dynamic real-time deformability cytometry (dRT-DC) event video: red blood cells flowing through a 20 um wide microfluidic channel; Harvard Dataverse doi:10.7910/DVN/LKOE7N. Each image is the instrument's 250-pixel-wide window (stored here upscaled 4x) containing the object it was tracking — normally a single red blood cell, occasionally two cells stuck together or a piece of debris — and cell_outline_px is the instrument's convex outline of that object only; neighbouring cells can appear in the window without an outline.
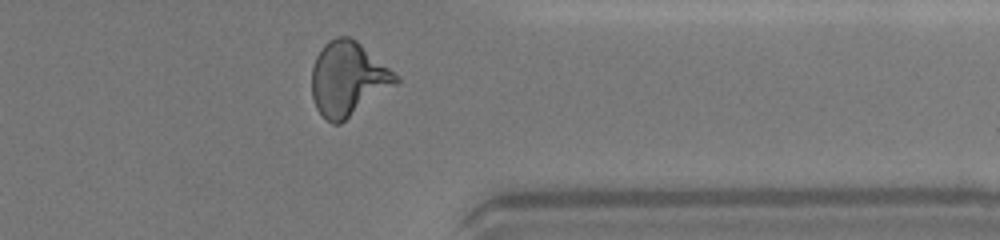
{"species": "human", "species_latin": "Homo sapiens", "temperature_condition": "warm", "stored_images_in_passage": 30, "camera_frame_rate_fps": 3000, "um_per_image_px": 0.085, "donor": {"sex": "female"}, "frame": {"image": 1, "passage_image": 26, "time_ms": 8.333, "image_size_px": [1000, 240], "cell_outline_px": [[400, 80], [396, 84], [340, 124], [332, 124], [316, 108], [312, 96], [312, 68], [316, 56], [320, 48], [328, 40], [336, 36], [348, 36], [356, 40], [388, 68]], "centroid_in_image_um": [29.53, 6.69], "position_along_channel_um": 381.9, "area_um2": 35.72}}